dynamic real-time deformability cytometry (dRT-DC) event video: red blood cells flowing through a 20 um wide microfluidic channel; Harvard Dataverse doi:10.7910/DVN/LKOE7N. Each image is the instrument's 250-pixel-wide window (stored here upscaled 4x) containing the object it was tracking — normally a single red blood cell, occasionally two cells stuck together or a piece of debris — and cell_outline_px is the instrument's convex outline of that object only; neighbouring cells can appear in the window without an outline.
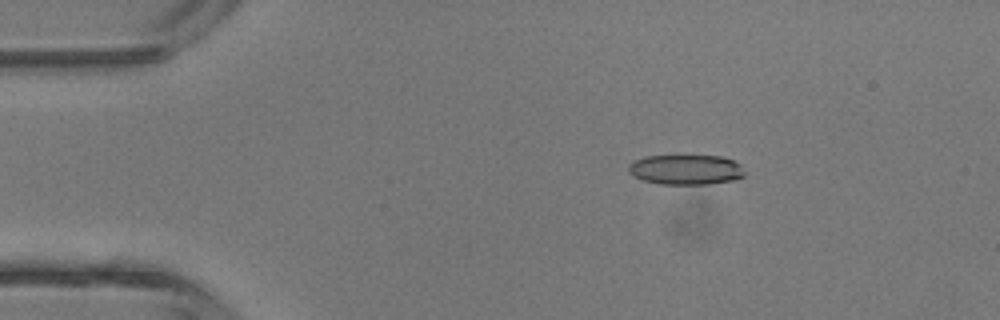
{"species": "common noctule bat (a hibernating species)", "species_latin": "Nyctalus noctula", "temperature_condition": "room temperature", "stored_images_in_passage": 6, "camera_frame_rate_fps": 3000, "um_per_image_px": 0.085, "animal": {"sex": "male", "body_mass_g": 13.3}, "frame": {"image": 1, "passage_image": 3, "time_ms": 2.333, "image_size_px": [1000, 320], "cell_outline_px": [[744, 176], [736, 180], [708, 184], [660, 184], [644, 180], [632, 176], [628, 172], [628, 164], [632, 160], [644, 156], [720, 156], [732, 160], [740, 164], [744, 172]], "centroid_in_image_um": [58.26, 14.42], "position_along_channel_um": 26.7, "area_um2": 20.46}}
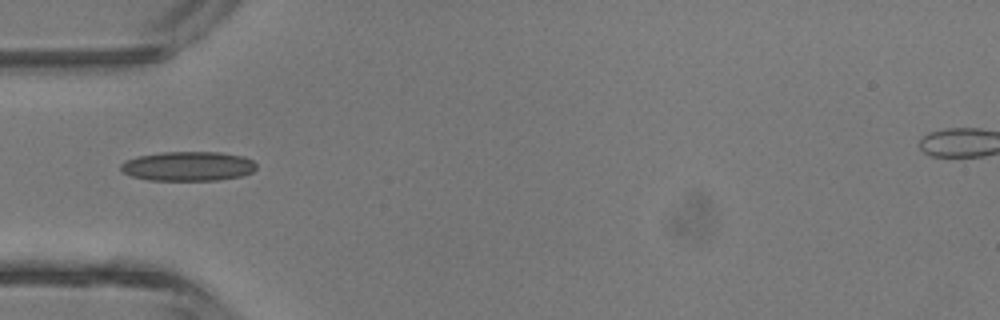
{"frame": {"image": 2, "passage_image": 5, "time_ms": 4.667, "image_size_px": [1000, 320], "cell_outline_px": [[256, 168], [252, 172], [244, 176], [216, 180], [148, 180], [132, 176], [124, 172], [120, 168], [120, 164], [124, 160], [136, 156], [160, 152], [220, 152], [244, 156], [252, 160], [256, 164]], "centroid_in_image_um": [15.98, 14.12], "position_along_channel_um": 69.0, "area_um2": 23.47}}
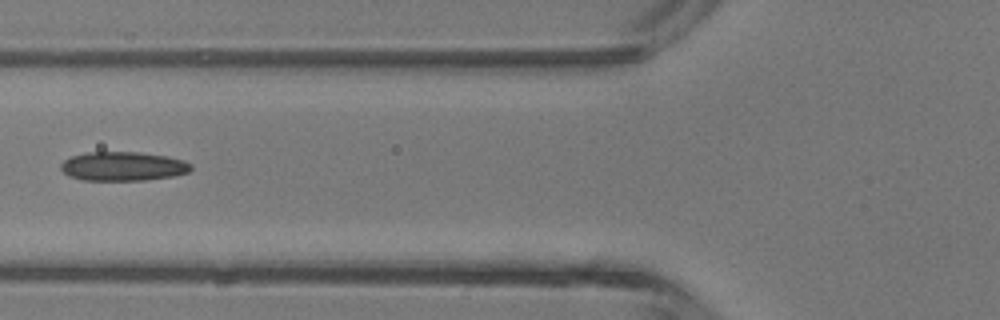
{"frame": {"image": 3, "passage_image": 6, "time_ms": 5.667, "image_size_px": [1000, 320], "cell_outline_px": [[192, 168], [188, 172], [172, 176], [144, 180], [84, 180], [68, 176], [60, 168], [60, 164], [64, 160], [72, 156], [88, 152], [140, 152], [168, 156], [184, 160], [192, 164]], "centroid_in_image_um": [10.46, 14.13], "position_along_channel_um": 115.3, "area_um2": 22.08}}